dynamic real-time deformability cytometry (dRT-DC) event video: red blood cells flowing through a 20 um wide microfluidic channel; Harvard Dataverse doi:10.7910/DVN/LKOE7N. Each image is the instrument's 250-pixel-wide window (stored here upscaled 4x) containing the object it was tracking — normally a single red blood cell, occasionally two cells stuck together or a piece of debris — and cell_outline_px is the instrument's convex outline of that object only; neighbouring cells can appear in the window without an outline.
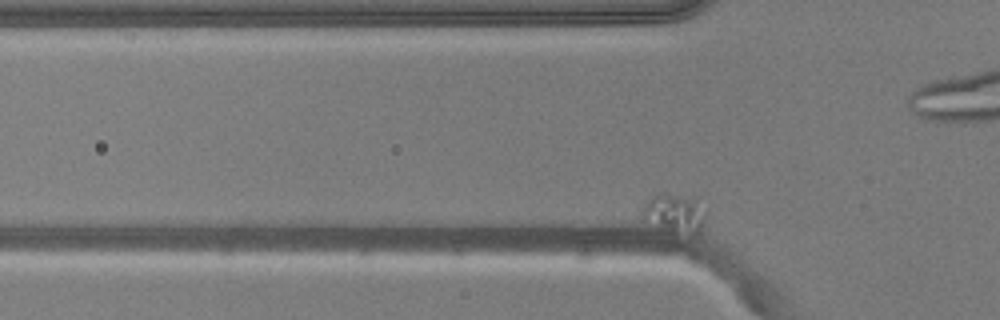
{"species": "common noctule bat (a hibernating species)", "species_latin": "Nyctalus noctula", "temperature_condition": "warm", "stored_images_in_passage": 46, "camera_frame_rate_fps": 3000, "um_per_image_px": 0.085, "animal": {"sex": "male", "body_mass_g": 20.5, "forearm_length_mm": 52.5}, "frame": {"image": 1, "passage_image": 9, "time_ms": 2.667, "image_size_px": [1000, 320], "cell_outline_px": [[704, 220], [700, 232], [696, 236], [688, 240], [640, 216], [640, 212], [644, 200], [656, 192], [660, 192], [696, 196], [704, 212]], "centroid_in_image_um": [57.35, 18.13], "position_along_channel_um": 68.4, "area_um2": 15.37}}